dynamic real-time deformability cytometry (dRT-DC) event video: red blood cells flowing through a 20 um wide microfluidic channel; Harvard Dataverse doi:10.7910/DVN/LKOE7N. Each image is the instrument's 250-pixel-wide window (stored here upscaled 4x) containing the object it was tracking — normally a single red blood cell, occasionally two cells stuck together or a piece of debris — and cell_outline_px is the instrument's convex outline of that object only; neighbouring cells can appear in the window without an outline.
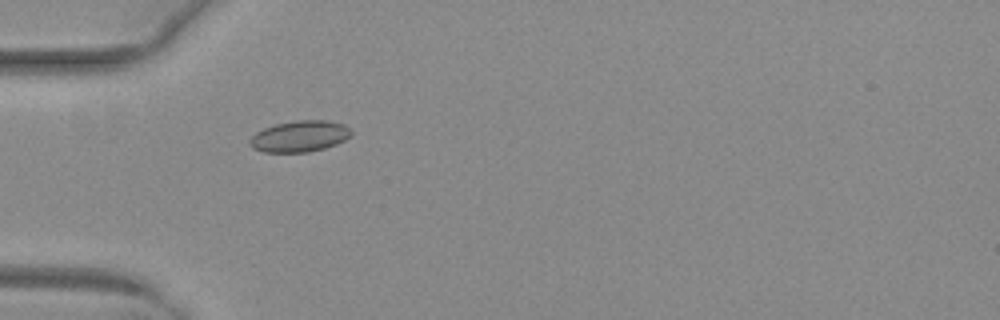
{"species": "common noctule bat (a hibernating species)", "species_latin": "Nyctalus noctula", "temperature_condition": "warm", "stored_images_in_passage": 53, "camera_frame_rate_fps": 3000, "um_per_image_px": 0.085, "animal": {"sex": "female", "body_mass_g": 29.2, "forearm_length_mm": 56.3}, "frame": {"image": 1, "passage_image": 18, "time_ms": 5.667, "image_size_px": [1000, 320], "cell_outline_px": [[352, 136], [336, 144], [324, 148], [308, 152], [264, 152], [252, 148], [248, 144], [248, 140], [256, 132], [264, 128], [276, 124], [296, 120], [328, 120], [344, 124], [352, 132]], "centroid_in_image_um": [25.46, 11.58], "position_along_channel_um": 59.5, "area_um2": 18.55}}
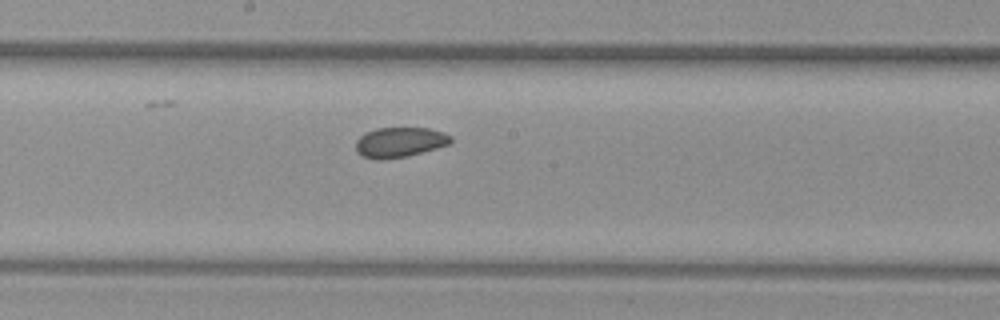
{"frame": {"image": 2, "passage_image": 30, "time_ms": 9.667, "image_size_px": [1000, 320], "cell_outline_px": [[452, 144], [408, 156], [360, 156], [356, 152], [356, 140], [364, 132], [376, 128], [428, 128], [444, 132], [452, 136]], "centroid_in_image_um": [34.04, 12.04], "position_along_channel_um": 214.2, "area_um2": 16.24}}
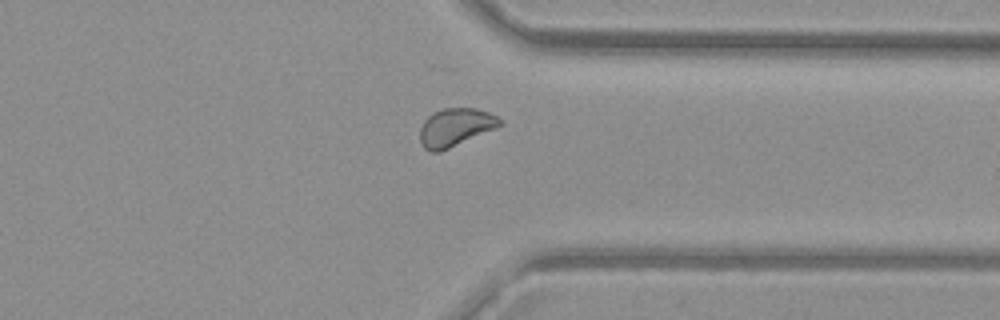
{"frame": {"image": 3, "passage_image": 42, "time_ms": 13.667, "image_size_px": [1000, 320], "cell_outline_px": [[500, 124], [496, 128], [440, 152], [432, 152], [424, 148], [420, 140], [420, 128], [424, 120], [432, 112], [444, 108], [476, 108], [488, 112], [496, 116], [500, 120]], "centroid_in_image_um": [38.67, 10.82], "position_along_channel_um": 372.7, "area_um2": 17.57}, "authors_computed_cell_mechanics": {"area_um2": 17.918, "velocity_mm_per_s": 3.9978, "shape_relaxation_time_tau1_ms": 6.8734, "shape_relaxation_time_tau2_ms": 2.4129, "deformation_change_tau1": 0.0572, "deformation_change_tau2": 0.0495}}